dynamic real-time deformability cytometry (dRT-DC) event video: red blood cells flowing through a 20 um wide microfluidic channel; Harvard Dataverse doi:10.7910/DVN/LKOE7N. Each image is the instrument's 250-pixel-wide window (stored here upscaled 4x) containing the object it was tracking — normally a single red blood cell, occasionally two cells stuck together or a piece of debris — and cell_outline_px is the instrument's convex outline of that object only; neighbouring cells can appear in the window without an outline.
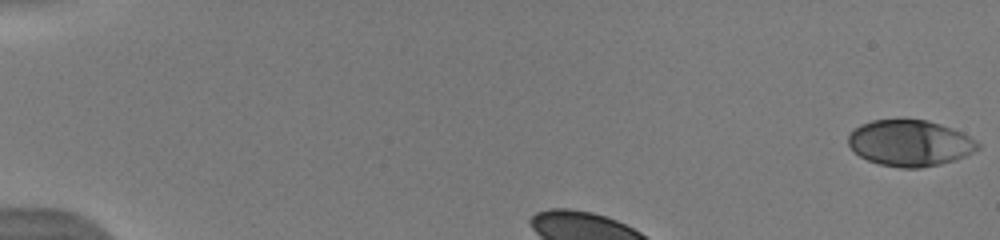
{"species": "human", "species_latin": "Homo sapiens", "temperature_condition": "warm", "stored_images_in_passage": 44, "camera_frame_rate_fps": 3000, "um_per_image_px": 0.085, "donor": {"sex": "male"}, "frame": {"image": 1, "passage_image": 1, "time_ms": 0.0, "image_size_px": [1000, 240], "cell_outline_px": [[980, 148], [956, 160], [940, 164], [920, 168], [900, 168], [880, 164], [868, 160], [860, 156], [848, 144], [848, 136], [860, 124], [872, 120], [928, 120], [952, 128], [976, 140], [980, 144]], "centroid_in_image_um": [77.35, 12.17], "position_along_channel_um": 7.6, "area_um2": 34.62}}
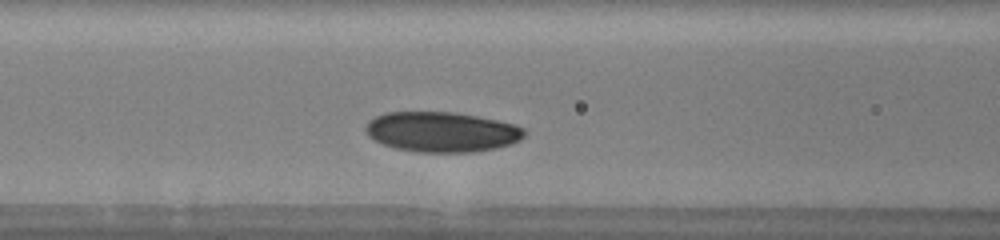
{"frame": {"image": 2, "passage_image": 14, "time_ms": 4.333, "image_size_px": [1000, 240], "cell_outline_px": [[524, 136], [520, 140], [512, 144], [496, 148], [468, 152], [420, 152], [396, 148], [384, 144], [368, 136], [364, 128], [368, 120], [384, 112], [452, 112], [476, 116], [516, 124], [524, 128]], "centroid_in_image_um": [37.54, 11.2], "position_along_channel_um": 129.1, "area_um2": 37.05}}
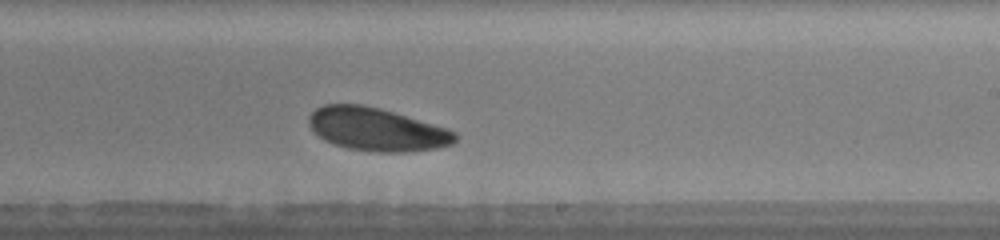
{"frame": {"image": 3, "passage_image": 24, "time_ms": 7.667, "image_size_px": [1000, 240], "cell_outline_px": [[456, 140], [452, 144], [436, 148], [408, 152], [372, 152], [348, 148], [324, 140], [308, 124], [308, 116], [316, 108], [324, 104], [364, 104], [380, 108], [448, 128], [456, 132]], "centroid_in_image_um": [32.03, 10.99], "position_along_channel_um": 257.0, "area_um2": 36.7}, "authors_computed_cell_mechanics": {"area_um2": 36.0961, "velocity_mm_per_s": 3.8455, "shape_relaxation_time_tau1_ms": 1.1171, "shape_relaxation_time_tau2_ms": null, "deformation_change_tau1": 0.0491, "deformation_change_tau2": null}}